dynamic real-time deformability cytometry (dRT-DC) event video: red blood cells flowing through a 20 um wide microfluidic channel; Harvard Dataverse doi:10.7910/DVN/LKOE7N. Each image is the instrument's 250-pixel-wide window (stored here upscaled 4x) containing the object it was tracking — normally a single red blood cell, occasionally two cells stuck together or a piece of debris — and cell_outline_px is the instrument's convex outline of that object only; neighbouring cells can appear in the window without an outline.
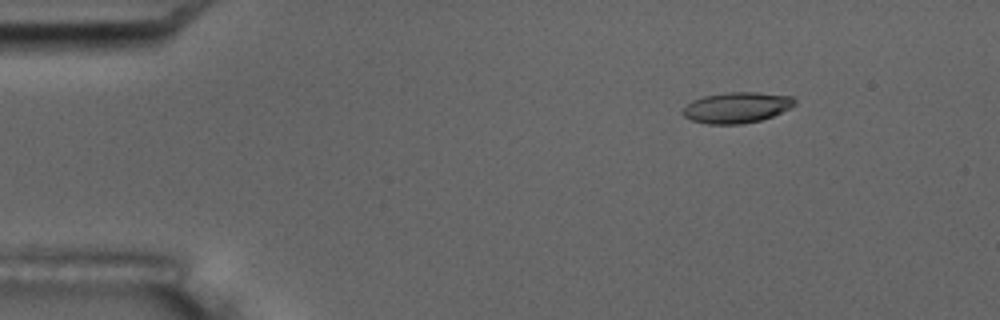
{"species": "common noctule bat (a hibernating species)", "species_latin": "Nyctalus noctula", "temperature_condition": "room temperature", "stored_images_in_passage": 5, "camera_frame_rate_fps": 3000, "um_per_image_px": 0.085, "animal": {"sex": "male", "body_mass_g": 17.5, "forearm_length_mm": 52.3}, "frame": {"image": 1, "passage_image": 2, "time_ms": 1.333, "image_size_px": [1000, 320], "cell_outline_px": [[796, 104], [792, 108], [772, 116], [760, 120], [744, 124], [708, 124], [692, 120], [684, 116], [680, 112], [692, 100], [704, 96], [728, 92], [756, 92], [792, 96], [796, 100]], "centroid_in_image_um": [62.64, 9.14], "position_along_channel_um": 22.4, "area_um2": 20.17}}